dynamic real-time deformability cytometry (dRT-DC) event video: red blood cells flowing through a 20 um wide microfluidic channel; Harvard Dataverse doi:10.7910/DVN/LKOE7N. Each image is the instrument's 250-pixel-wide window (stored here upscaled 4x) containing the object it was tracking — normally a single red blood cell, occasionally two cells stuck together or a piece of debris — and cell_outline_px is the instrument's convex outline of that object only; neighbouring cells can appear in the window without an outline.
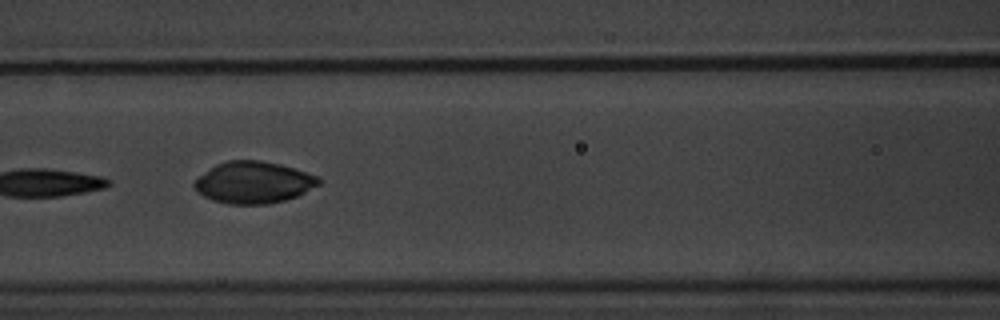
{"species": "common noctule bat (a hibernating species)", "species_latin": "Nyctalus noctula", "temperature_condition": "warm", "stored_images_in_passage": 6, "camera_frame_rate_fps": 3000, "um_per_image_px": 0.085, "animal": {"sex": "male", "body_mass_g": 20.1, "forearm_length_mm": 53.5}, "frame": {"image": 1, "passage_image": 3, "time_ms": 2.333, "image_size_px": [1000, 320], "cell_outline_px": [[320, 184], [296, 196], [284, 200], [268, 204], [228, 204], [212, 200], [196, 192], [192, 184], [200, 176], [216, 164], [228, 160], [260, 160], [280, 164], [316, 176], [320, 180]], "centroid_in_image_um": [21.51, 15.51], "position_along_channel_um": 145.1, "area_um2": 30.0}}